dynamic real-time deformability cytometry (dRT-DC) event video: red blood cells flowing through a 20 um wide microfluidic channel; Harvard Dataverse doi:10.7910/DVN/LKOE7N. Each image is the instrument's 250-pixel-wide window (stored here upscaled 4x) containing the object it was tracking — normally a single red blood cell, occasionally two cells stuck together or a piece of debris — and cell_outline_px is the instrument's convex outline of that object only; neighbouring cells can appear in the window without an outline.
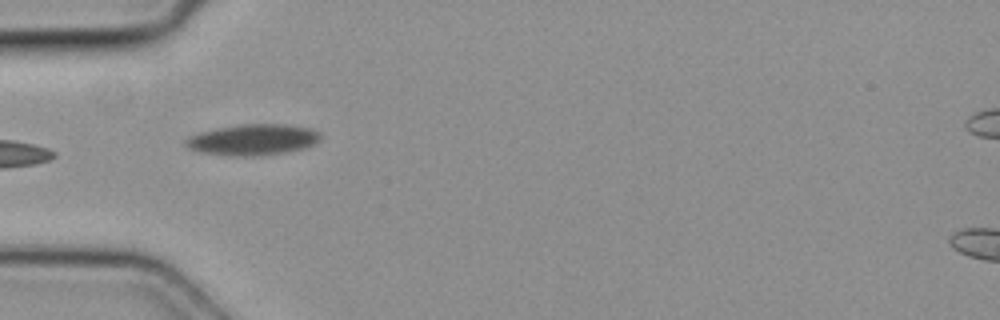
{"species": "common noctule bat (a hibernating species)", "species_latin": "Nyctalus noctula", "temperature_condition": "cold", "stored_images_in_passage": 4, "camera_frame_rate_fps": 3000, "um_per_image_px": 0.085, "animal": {"sex": "female", "body_mass_g": 19.3, "forearm_length_mm": 54.1}, "frame": {"image": 1, "passage_image": 1, "time_ms": 0.0, "image_size_px": [1000, 320], "cell_outline_px": [[320, 140], [304, 148], [284, 152], [252, 156], [200, 152], [184, 144], [184, 140], [188, 136], [200, 132], [216, 128], [240, 124], [284, 124], [312, 128], [320, 132]], "centroid_in_image_um": [21.51, 11.84], "position_along_channel_um": 63.5, "area_um2": 23.99}}
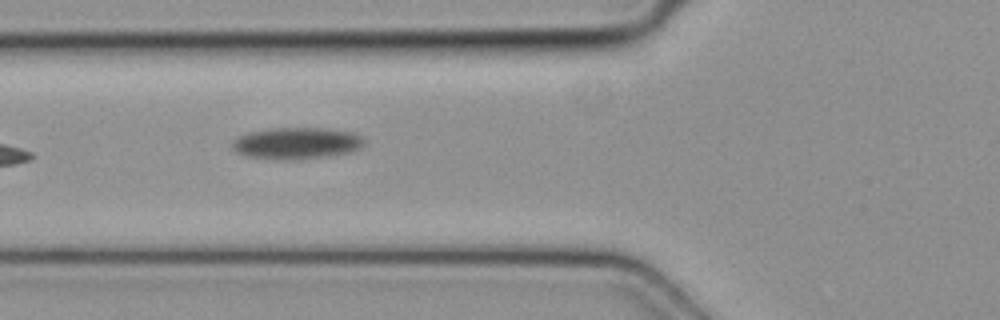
{"frame": {"image": 2, "passage_image": 2, "time_ms": 0.333, "image_size_px": [1000, 320], "cell_outline_px": [[364, 144], [360, 148], [348, 152], [320, 156], [284, 160], [280, 160], [244, 156], [236, 152], [228, 144], [236, 136], [248, 132], [272, 128], [324, 128], [352, 132], [360, 136], [364, 140]], "centroid_in_image_um": [25.1, 12.16], "position_along_channel_um": 100.7, "area_um2": 24.28}}
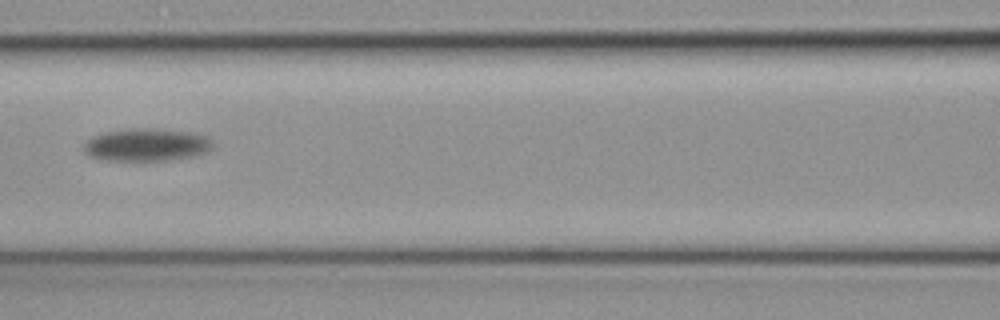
{"frame": {"image": 3, "passage_image": 3, "time_ms": 0.667, "image_size_px": [1000, 320], "cell_outline_px": [[216, 144], [208, 152], [192, 156], [168, 160], [108, 160], [92, 156], [84, 148], [84, 144], [92, 136], [104, 132], [124, 128], [152, 128], [192, 132], [208, 136]], "centroid_in_image_um": [12.53, 12.28], "position_along_channel_um": 154.1, "area_um2": 24.62}}